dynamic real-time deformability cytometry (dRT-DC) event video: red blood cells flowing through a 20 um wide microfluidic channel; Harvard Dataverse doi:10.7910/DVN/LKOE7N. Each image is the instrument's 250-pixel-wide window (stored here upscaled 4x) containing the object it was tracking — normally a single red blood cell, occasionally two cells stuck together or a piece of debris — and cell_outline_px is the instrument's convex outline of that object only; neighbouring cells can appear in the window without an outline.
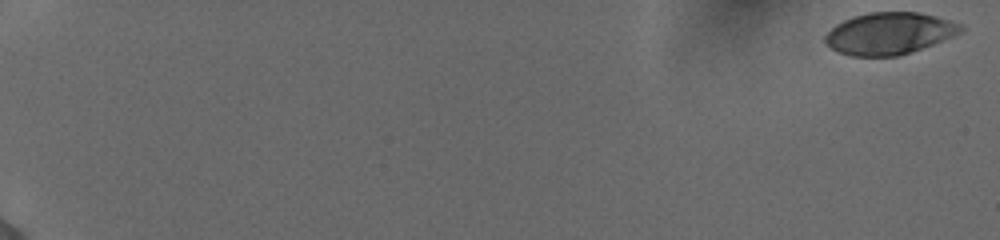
{"species": "human", "species_latin": "Homo sapiens", "temperature_condition": "cold", "stored_images_in_passage": 29, "camera_frame_rate_fps": 3000, "um_per_image_px": 0.085, "donor": {"sex": "female"}, "frame": {"image": 1, "passage_image": 1, "time_ms": 0.0, "image_size_px": [1000, 240], "cell_outline_px": [[964, 28], [960, 32], [952, 36], [932, 44], [900, 56], [852, 56], [840, 52], [832, 48], [824, 40], [824, 36], [836, 24], [852, 16], [868, 12], [916, 12], [936, 16], [964, 24]], "centroid_in_image_um": [75.59, 2.83], "position_along_channel_um": 9.4, "area_um2": 32.95}}
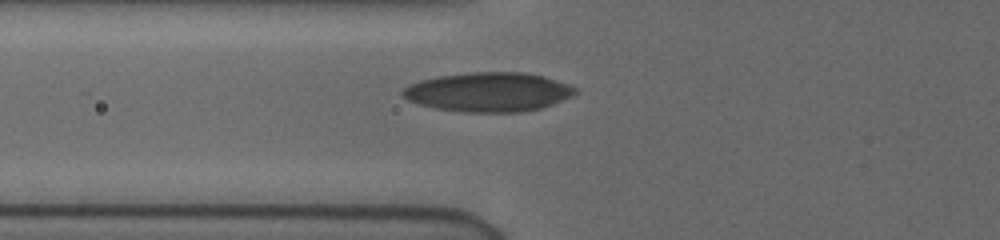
{"frame": {"image": 2, "passage_image": 17, "time_ms": 5.333, "image_size_px": [1000, 240], "cell_outline_px": [[576, 92], [572, 96], [552, 104], [540, 108], [520, 112], [464, 112], [436, 108], [420, 104], [408, 100], [400, 92], [408, 84], [420, 80], [436, 76], [468, 72], [524, 72], [544, 76], [568, 84], [576, 88]], "centroid_in_image_um": [41.5, 7.81], "position_along_channel_um": 84.3, "area_um2": 39.48}}
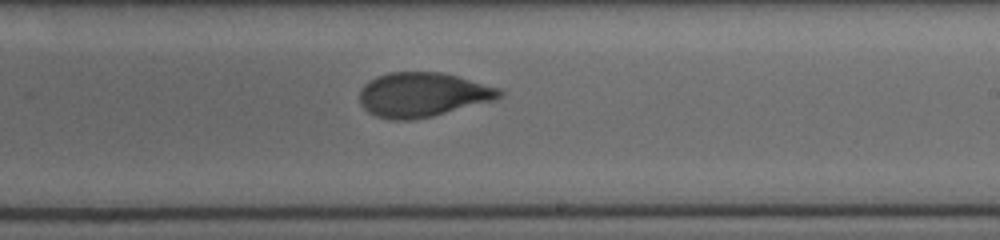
{"frame": {"image": 3, "passage_image": 29, "time_ms": 9.333, "image_size_px": [1000, 240], "cell_outline_px": [[504, 96], [496, 100], [432, 116], [412, 120], [392, 120], [376, 116], [368, 112], [360, 104], [360, 92], [364, 84], [376, 76], [388, 72], [444, 72], [500, 88], [504, 92]], "centroid_in_image_um": [35.94, 8.04], "position_along_channel_um": 253.1, "area_um2": 36.47}}